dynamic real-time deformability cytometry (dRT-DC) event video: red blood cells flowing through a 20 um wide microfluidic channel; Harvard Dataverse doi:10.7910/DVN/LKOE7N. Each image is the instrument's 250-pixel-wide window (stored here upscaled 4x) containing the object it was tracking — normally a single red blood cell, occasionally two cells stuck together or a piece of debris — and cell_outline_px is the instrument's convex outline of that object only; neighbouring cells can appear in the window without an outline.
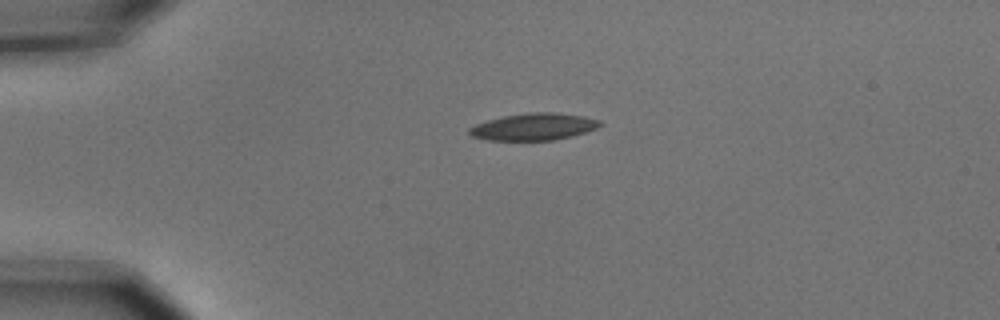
{"species": "common noctule bat (a hibernating species)", "species_latin": "Nyctalus noctula", "temperature_condition": "cold", "stored_images_in_passage": 2, "camera_frame_rate_fps": 3000, "um_per_image_px": 0.085, "animal": {"sex": "male", "body_mass_g": 15.6}, "frame": {"image": 1, "passage_image": 1, "time_ms": 0.0, "image_size_px": [1000, 320], "cell_outline_px": [[604, 124], [596, 128], [572, 136], [552, 140], [488, 140], [472, 136], [468, 132], [468, 128], [476, 124], [488, 120], [504, 116], [528, 112], [552, 112], [584, 116], [600, 120]], "centroid_in_image_um": [45.37, 10.77], "position_along_channel_um": 39.6, "area_um2": 20.46}}